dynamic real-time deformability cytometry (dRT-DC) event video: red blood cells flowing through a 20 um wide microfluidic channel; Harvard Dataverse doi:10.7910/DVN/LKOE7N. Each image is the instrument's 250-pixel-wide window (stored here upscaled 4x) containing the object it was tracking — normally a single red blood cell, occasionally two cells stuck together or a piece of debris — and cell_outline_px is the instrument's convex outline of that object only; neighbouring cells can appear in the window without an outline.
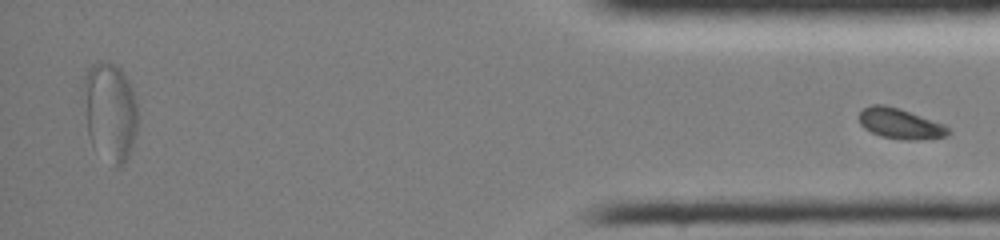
{"species": "common noctule bat (a hibernating species)", "species_latin": "Nyctalus noctula", "temperature_condition": "room temperature", "stored_images_in_passage": 45, "segment_of_instrument_passage": [2, 2], "camera_frame_rate_fps": 3000, "um_per_image_px": 0.085, "animal": {"sex": "female", "body_mass_g": 19.0, "forearm_length_mm": 51.5}, "frame": {"image": 1, "passage_image": 45, "time_ms": 14.667, "image_size_px": [1000, 240], "cell_outline_px": [[952, 132], [948, 136], [916, 140], [908, 140], [880, 136], [864, 128], [860, 124], [860, 112], [864, 108], [872, 104], [884, 104], [900, 108], [944, 124]], "centroid_in_image_um": [76.54, 10.5], "position_along_channel_um": 358.7, "area_um2": 15.84}}